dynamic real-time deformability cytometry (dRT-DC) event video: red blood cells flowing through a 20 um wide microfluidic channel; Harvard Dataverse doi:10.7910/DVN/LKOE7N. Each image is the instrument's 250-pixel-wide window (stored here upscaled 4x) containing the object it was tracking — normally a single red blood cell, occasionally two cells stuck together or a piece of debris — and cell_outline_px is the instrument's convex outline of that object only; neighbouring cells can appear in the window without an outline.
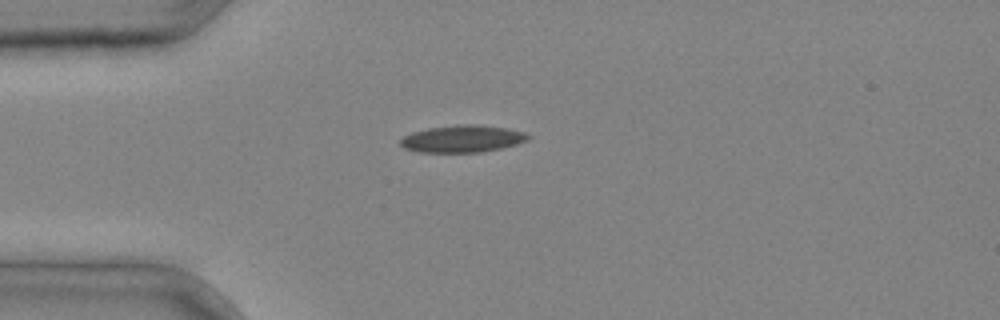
{"species": "common noctule bat (a hibernating species)", "species_latin": "Nyctalus noctula", "temperature_condition": "cold", "stored_images_in_passage": 1, "camera_frame_rate_fps": 3000, "um_per_image_px": 0.085, "animal": {"sex": "male", "body_mass_g": 20.4}, "frame": {"image": 1, "passage_image": 1, "time_ms": 0.0, "image_size_px": [1000, 320], "cell_outline_px": [[532, 136], [528, 140], [516, 144], [500, 148], [480, 152], [420, 152], [404, 148], [400, 144], [400, 140], [404, 136], [412, 132], [428, 128], [456, 124], [476, 124], [508, 128], [524, 132]], "centroid_in_image_um": [39.31, 11.78], "position_along_channel_um": 45.7, "area_um2": 20.23}}